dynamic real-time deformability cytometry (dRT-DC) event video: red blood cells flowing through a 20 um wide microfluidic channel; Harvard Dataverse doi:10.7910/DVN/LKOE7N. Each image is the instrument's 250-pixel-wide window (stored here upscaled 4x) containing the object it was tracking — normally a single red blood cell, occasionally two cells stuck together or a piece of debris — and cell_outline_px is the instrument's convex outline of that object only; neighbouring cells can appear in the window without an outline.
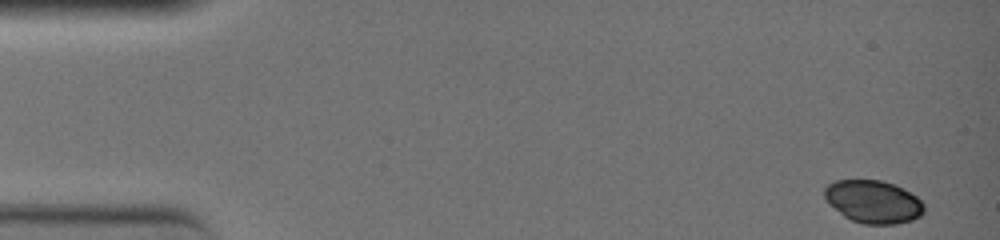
{"species": "common noctule bat (a hibernating species)", "species_latin": "Nyctalus noctula", "temperature_condition": "warm", "stored_images_in_passage": 6, "camera_frame_rate_fps": 3000, "um_per_image_px": 0.085, "animal": {"sex": "female", "body_mass_g": 19.0, "forearm_length_mm": 51.5}, "frame": {"image": 1, "passage_image": 1, "time_ms": 0.0, "image_size_px": [1000, 240], "cell_outline_px": [[924, 212], [920, 216], [912, 220], [896, 224], [864, 224], [852, 220], [844, 216], [824, 196], [824, 188], [828, 184], [836, 180], [880, 180], [896, 184], [916, 196], [924, 204]], "centroid_in_image_um": [74.26, 17.14], "position_along_channel_um": 10.7, "area_um2": 24.68}}